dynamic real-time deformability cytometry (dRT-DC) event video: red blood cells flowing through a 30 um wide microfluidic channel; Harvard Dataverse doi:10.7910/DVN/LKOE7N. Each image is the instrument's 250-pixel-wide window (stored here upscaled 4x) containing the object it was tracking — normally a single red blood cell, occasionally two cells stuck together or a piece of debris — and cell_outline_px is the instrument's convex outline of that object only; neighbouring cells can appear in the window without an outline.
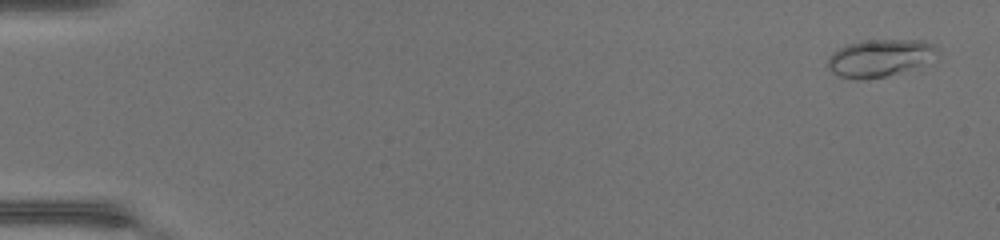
{"species": "common noctule bat (a hibernating species)", "species_latin": "Nyctalus noctula", "temperature_condition": "warm", "stored_images_in_passage": 48, "camera_frame_rate_fps": 3000, "um_per_image_px": 0.085, "animal": {"sex": "female", "body_mass_g": 17.0, "forearm_length_mm": 48.0}, "frame": {"image": 1, "passage_image": 2, "time_ms": 0.333, "image_size_px": [1000, 240], "cell_outline_px": [[940, 52], [916, 64], [896, 72], [884, 76], [860, 80], [856, 80], [840, 76], [832, 72], [828, 68], [828, 60], [832, 52], [848, 44], [860, 40], [920, 40], [932, 44], [940, 48]], "centroid_in_image_um": [74.68, 4.9], "position_along_channel_um": 10.3, "area_um2": 23.0}}
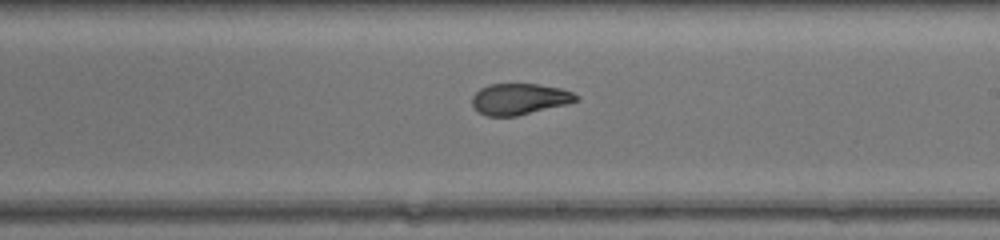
{"frame": {"image": 2, "passage_image": 29, "time_ms": 9.333, "image_size_px": [1000, 240], "cell_outline_px": [[580, 100], [568, 104], [516, 116], [488, 116], [480, 112], [472, 104], [472, 96], [480, 88], [488, 84], [536, 84], [560, 88], [572, 92], [580, 96]], "centroid_in_image_um": [44.19, 8.41], "position_along_channel_um": 244.8, "area_um2": 18.9}}
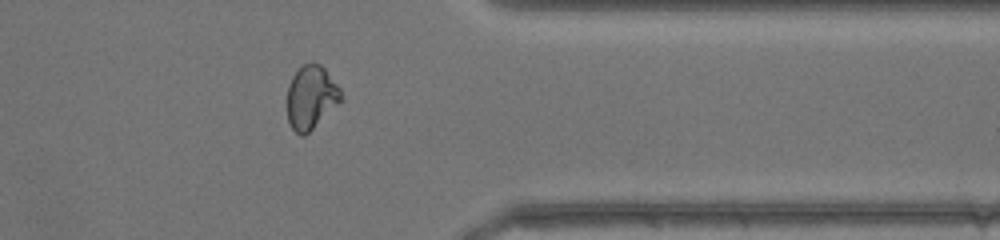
{"frame": {"image": 3, "passage_image": 39, "time_ms": 12.667, "image_size_px": [1000, 240], "cell_outline_px": [[344, 100], [304, 136], [300, 136], [292, 128], [288, 120], [288, 84], [292, 76], [304, 64], [320, 64], [324, 68], [340, 88]], "centroid_in_image_um": [26.47, 8.29], "position_along_channel_um": 384.9, "area_um2": 19.83}, "authors_computed_cell_mechanics": {"area_um2": 19.9121, "velocity_mm_per_s": 4.4596, "shape_relaxation_time_tau1_ms": null, "shape_relaxation_time_tau2_ms": 1.3094, "deformation_change_tau1": null, "deformation_change_tau2": 0.0725}}